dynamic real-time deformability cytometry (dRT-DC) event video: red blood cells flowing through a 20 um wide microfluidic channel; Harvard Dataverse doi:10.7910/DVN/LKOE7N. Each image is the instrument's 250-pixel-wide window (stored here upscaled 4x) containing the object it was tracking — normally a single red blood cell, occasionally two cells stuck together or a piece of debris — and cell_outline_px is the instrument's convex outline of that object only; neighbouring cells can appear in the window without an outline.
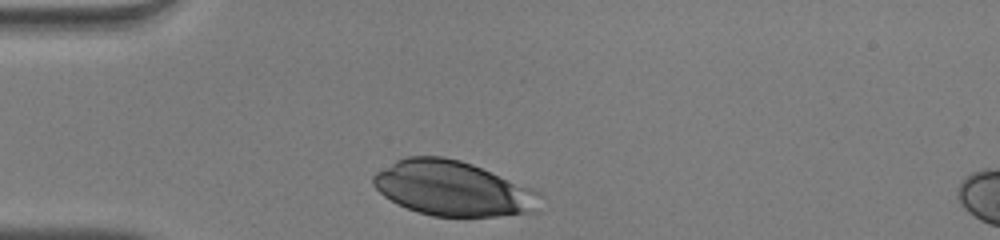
{"species": "human", "species_latin": "Homo sapiens", "temperature_condition": "warm", "stored_images_in_passage": 28, "camera_frame_rate_fps": 3000, "um_per_image_px": 0.085, "donor": {"sex": "male"}, "frame": {"image": 1, "passage_image": 1, "time_ms": 0.0, "image_size_px": [1000, 240], "cell_outline_px": [[544, 196], [536, 212], [496, 216], [432, 216], [408, 208], [384, 196], [372, 184], [372, 176], [376, 172], [396, 160], [408, 156], [444, 156], [460, 160], [472, 164], [532, 188], [540, 192]], "centroid_in_image_um": [38.53, 16.01], "position_along_channel_um": 46.5, "area_um2": 53.29}}
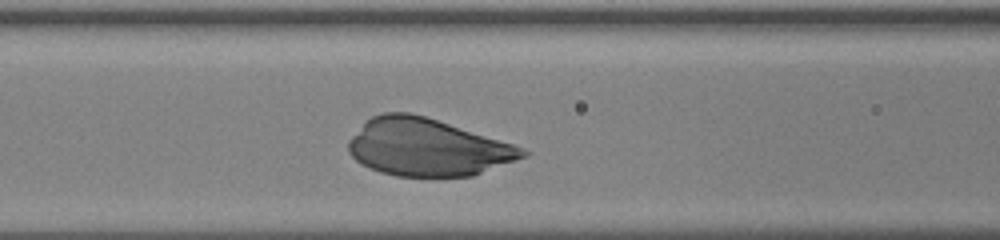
{"frame": {"image": 2, "passage_image": 9, "time_ms": 2.667, "image_size_px": [1000, 240], "cell_outline_px": [[532, 152], [528, 156], [472, 176], [396, 176], [380, 172], [368, 168], [360, 164], [348, 152], [348, 140], [372, 116], [384, 112], [412, 112], [512, 144], [524, 148]], "centroid_in_image_um": [36.31, 12.53], "position_along_channel_um": 130.3, "area_um2": 57.86}}
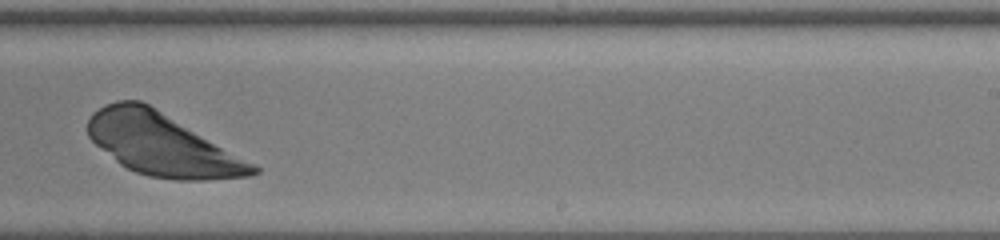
{"frame": {"image": 3, "passage_image": 20, "time_ms": 6.333, "image_size_px": [1000, 240], "cell_outline_px": [[260, 172], [248, 176], [204, 180], [176, 180], [148, 176], [136, 172], [120, 164], [96, 144], [88, 136], [88, 120], [92, 112], [104, 104], [116, 100], [140, 100], [148, 104], [256, 164], [260, 168]], "centroid_in_image_um": [13.77, 12.28], "position_along_channel_um": 275.2, "area_um2": 59.25}}